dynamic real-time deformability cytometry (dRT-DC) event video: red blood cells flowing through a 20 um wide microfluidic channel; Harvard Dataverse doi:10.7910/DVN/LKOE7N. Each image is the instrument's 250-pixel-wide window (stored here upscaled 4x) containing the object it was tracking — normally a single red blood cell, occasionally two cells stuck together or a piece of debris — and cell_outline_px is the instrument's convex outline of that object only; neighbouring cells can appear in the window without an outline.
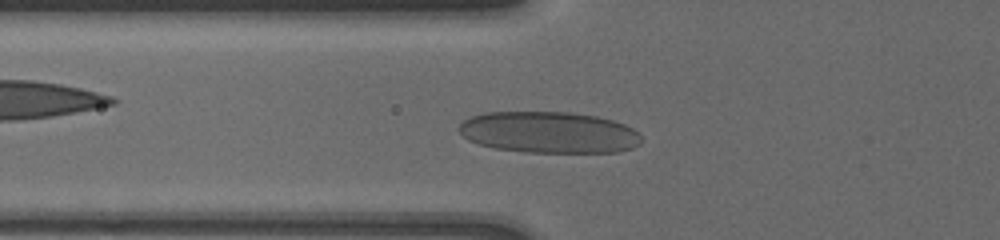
{"species": "human", "species_latin": "Homo sapiens", "temperature_condition": "cold", "stored_images_in_passage": 39, "camera_frame_rate_fps": 3000, "um_per_image_px": 0.085, "donor": {"sex": "male"}, "frame": {"image": 1, "passage_image": 11, "time_ms": 3.333, "image_size_px": [1000, 240], "cell_outline_px": [[640, 144], [632, 148], [616, 152], [528, 152], [496, 148], [480, 144], [468, 140], [456, 128], [464, 120], [472, 116], [484, 112], [568, 112], [596, 116], [612, 120], [624, 124], [632, 128], [640, 136]], "centroid_in_image_um": [46.64, 11.24], "position_along_channel_um": 79.2, "area_um2": 43.87}}
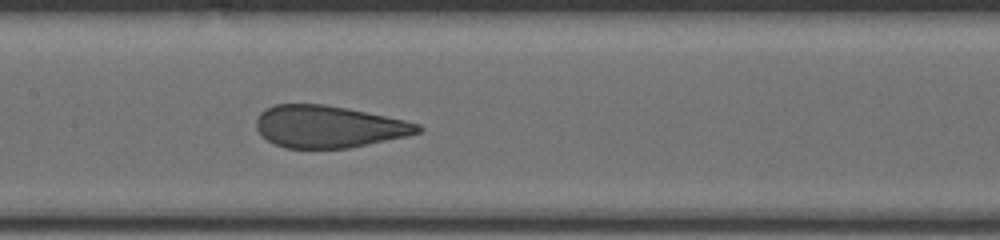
{"frame": {"image": 2, "passage_image": 20, "time_ms": 6.0, "image_size_px": [1000, 240], "cell_outline_px": [[424, 128], [420, 132], [404, 136], [348, 148], [284, 148], [268, 140], [256, 128], [256, 120], [260, 112], [276, 104], [324, 104], [348, 108], [404, 120], [420, 124]], "centroid_in_image_um": [27.92, 10.75], "position_along_channel_um": 179.5, "area_um2": 39.25}}
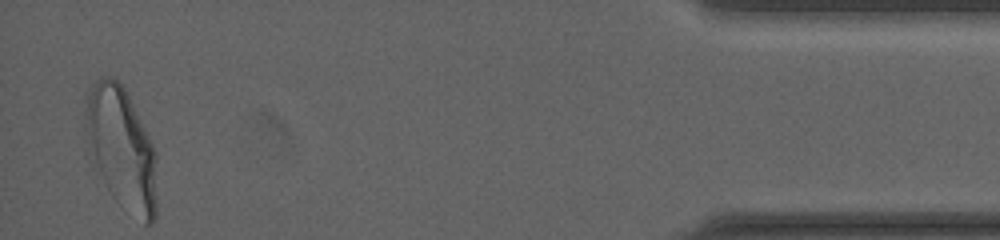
{"frame": {"image": 3, "passage_image": 39, "time_ms": 14.333, "image_size_px": [1000, 240], "cell_outline_px": [[156, 220], [152, 224], [144, 224], [120, 204], [112, 196], [96, 164], [88, 120], [84, 96], [92, 84], [100, 76], [116, 76], [124, 88], [156, 152]], "centroid_in_image_um": [10.4, 12.6], "position_along_channel_um": 424.8, "area_um2": 49.07}, "authors_computed_cell_mechanics": {"area_um2": 41.327, "velocity_mm_per_s": 3.7391, "shape_relaxation_time_tau1_ms": 4.9723, "shape_relaxation_time_tau2_ms": null, "deformation_change_tau1": 0.1488, "deformation_change_tau2": null}}